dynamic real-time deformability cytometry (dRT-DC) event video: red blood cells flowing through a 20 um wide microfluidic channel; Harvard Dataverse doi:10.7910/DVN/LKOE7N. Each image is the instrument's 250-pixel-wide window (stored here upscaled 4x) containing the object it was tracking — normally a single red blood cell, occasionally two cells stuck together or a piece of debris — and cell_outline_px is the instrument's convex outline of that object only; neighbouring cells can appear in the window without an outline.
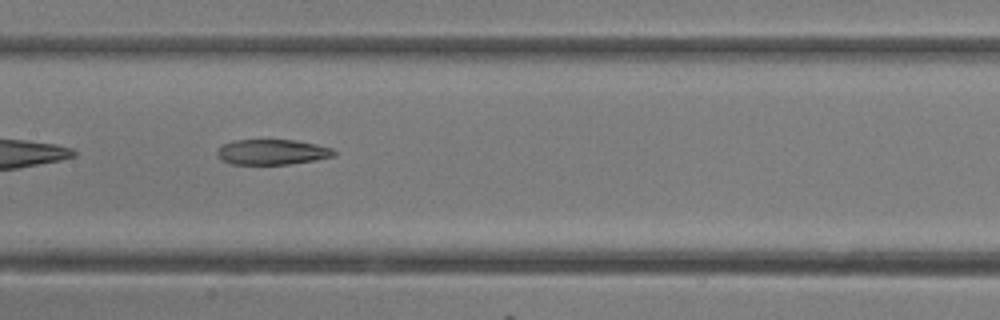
{"species": "common noctule bat (a hibernating species)", "species_latin": "Nyctalus noctula", "temperature_condition": "room temperature", "stored_images_in_passage": 19, "camera_frame_rate_fps": 3000, "um_per_image_px": 0.085, "animal": {"sex": "female"}, "frame": {"image": 1, "passage_image": 14, "time_ms": 4.333, "image_size_px": [1000, 320], "cell_outline_px": [[336, 156], [316, 160], [288, 164], [232, 164], [220, 160], [216, 156], [216, 152], [224, 144], [232, 140], [296, 140], [316, 144], [332, 148], [336, 152]], "centroid_in_image_um": [23.14, 12.92], "position_along_channel_um": 184.3, "area_um2": 17.34}}
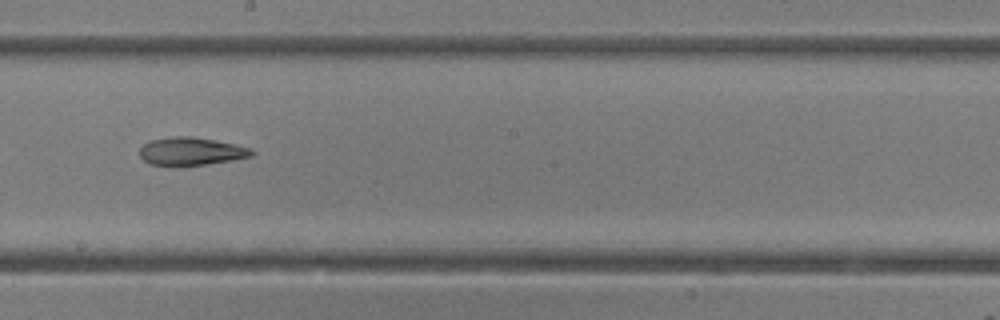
{"frame": {"image": 2, "passage_image": 16, "time_ms": 5.0, "image_size_px": [1000, 320], "cell_outline_px": [[256, 152], [252, 156], [232, 160], [208, 164], [180, 168], [172, 168], [148, 164], [140, 156], [140, 148], [144, 144], [152, 140], [176, 136], [192, 136], [216, 140], [252, 148]], "centroid_in_image_um": [16.23, 12.9], "position_along_channel_um": 232.0, "area_um2": 18.9}}
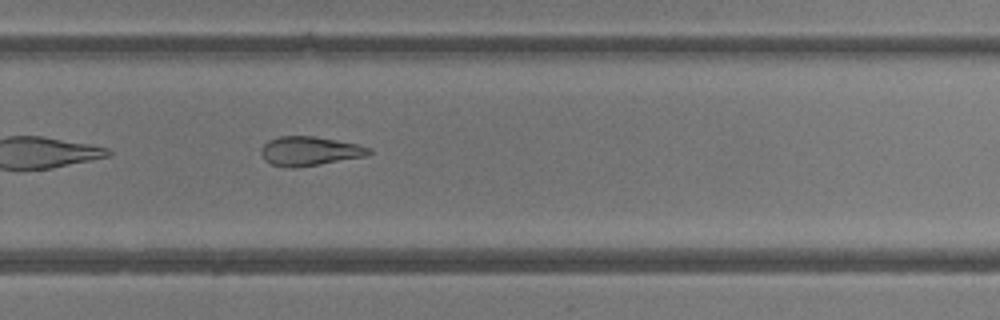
{"frame": {"image": 3, "passage_image": 19, "time_ms": 6.0, "image_size_px": [1000, 320], "cell_outline_px": [[372, 152], [364, 156], [292, 168], [288, 168], [272, 164], [264, 160], [260, 152], [260, 148], [268, 140], [280, 136], [312, 136], [336, 140], [356, 144], [372, 148]], "centroid_in_image_um": [26.26, 12.83], "position_along_channel_um": 303.5, "area_um2": 18.03}}